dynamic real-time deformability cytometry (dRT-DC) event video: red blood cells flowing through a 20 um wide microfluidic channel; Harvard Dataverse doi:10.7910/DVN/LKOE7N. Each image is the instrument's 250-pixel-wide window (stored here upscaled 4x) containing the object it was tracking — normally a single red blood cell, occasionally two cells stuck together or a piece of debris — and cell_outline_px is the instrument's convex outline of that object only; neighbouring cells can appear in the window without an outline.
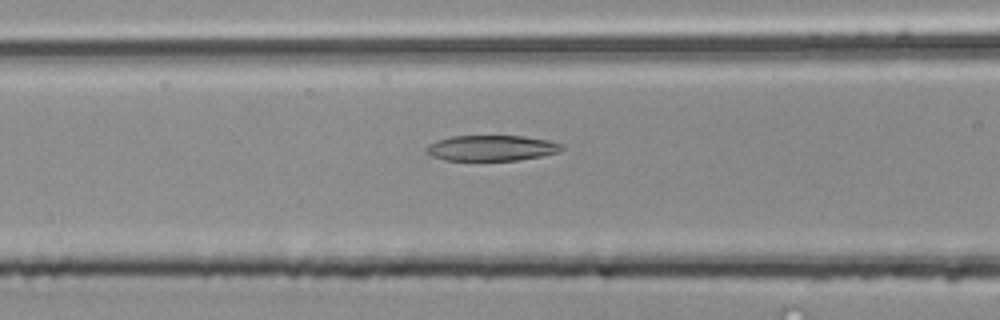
{"species": "common noctule bat (a hibernating species)", "species_latin": "Nyctalus noctula", "temperature_condition": "room temperature", "stored_images_in_passage": 41, "camera_frame_rate_fps": 3000, "um_per_image_px": 0.085, "animal": {"sex": "male", "body_mass_g": 20.4}, "frame": {"image": 1, "passage_image": 11, "time_ms": 3.333, "image_size_px": [1000, 320], "cell_outline_px": [[564, 148], [560, 152], [540, 156], [516, 160], [444, 160], [432, 156], [424, 152], [424, 148], [428, 144], [436, 140], [452, 136], [524, 136], [548, 140], [564, 144]], "centroid_in_image_um": [41.76, 12.58], "position_along_channel_um": 124.8, "area_um2": 20.35}}
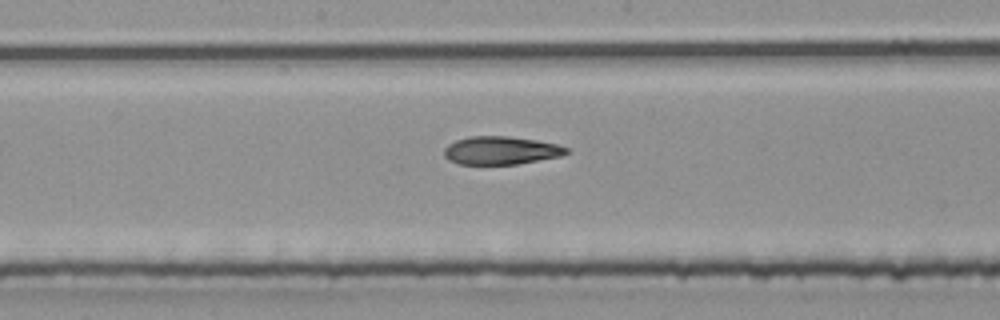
{"frame": {"image": 2, "passage_image": 17, "time_ms": 5.333, "image_size_px": [1000, 320], "cell_outline_px": [[568, 152], [560, 156], [516, 164], [460, 164], [448, 160], [444, 156], [444, 148], [448, 144], [456, 140], [468, 136], [508, 136], [536, 140], [556, 144], [568, 148]], "centroid_in_image_um": [42.53, 12.78], "position_along_channel_um": 205.7, "area_um2": 19.94}}
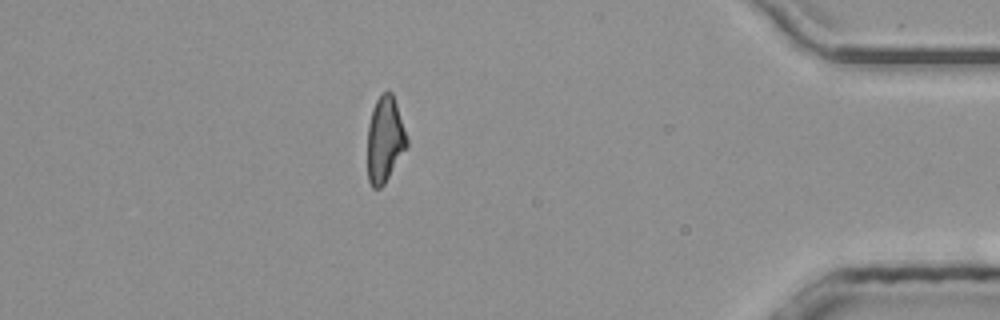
{"frame": {"image": 3, "passage_image": 35, "time_ms": 11.333, "image_size_px": [1000, 320], "cell_outline_px": [[408, 144], [384, 184], [380, 188], [372, 188], [368, 180], [368, 124], [372, 108], [380, 92], [388, 88], [392, 92], [408, 140]], "centroid_in_image_um": [32.69, 11.81], "position_along_channel_um": 402.5, "area_um2": 19.65}, "authors_computed_cell_mechanics": {"area_um2": 20.6924, "velocity_mm_per_s": 4.0342, "shape_relaxation_time_tau1_ms": 9.7496, "shape_relaxation_time_tau2_ms": 2.6005, "deformation_change_tau1": 0.2248, "deformation_change_tau2": 0.1135}}